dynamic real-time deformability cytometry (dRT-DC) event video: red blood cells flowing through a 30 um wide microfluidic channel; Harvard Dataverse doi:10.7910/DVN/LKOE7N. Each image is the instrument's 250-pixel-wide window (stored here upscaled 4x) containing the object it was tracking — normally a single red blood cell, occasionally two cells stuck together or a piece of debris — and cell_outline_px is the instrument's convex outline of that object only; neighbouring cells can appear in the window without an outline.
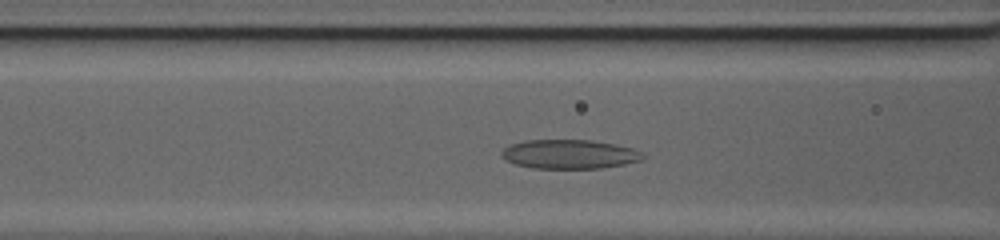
{"species": "common noctule bat (a hibernating species)", "species_latin": "Nyctalus noctula", "temperature_condition": "cold", "stored_images_in_passage": 37, "segment_of_instrument_passage": [1, 2], "camera_frame_rate_fps": 3000, "um_per_image_px": 0.085, "animal": {"sex": "female", "body_mass_g": 20.0, "forearm_length_mm": 54.0}, "frame": {"image": 1, "passage_image": 12, "time_ms": 3.667, "image_size_px": [1000, 240], "cell_outline_px": [[644, 156], [640, 160], [624, 164], [600, 168], [532, 168], [516, 164], [508, 160], [500, 152], [504, 148], [512, 144], [524, 140], [592, 140], [616, 144], [632, 148], [640, 152]], "centroid_in_image_um": [48.4, 13.1], "position_along_channel_um": 118.2, "area_um2": 23.7}}
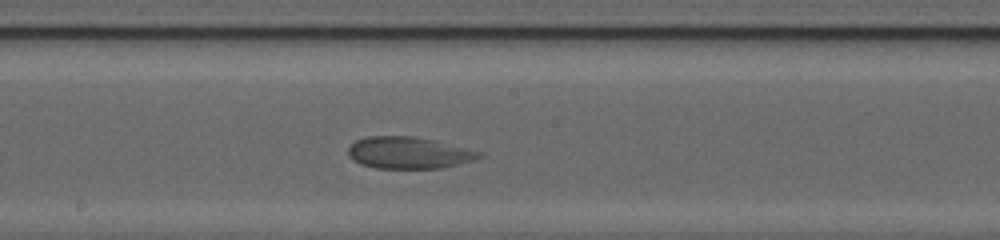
{"frame": {"image": 2, "passage_image": 19, "time_ms": 6.0, "image_size_px": [1000, 240], "cell_outline_px": [[484, 156], [472, 160], [440, 168], [376, 168], [360, 164], [348, 156], [348, 148], [356, 140], [364, 136], [416, 136], [484, 152]], "centroid_in_image_um": [34.72, 12.98], "position_along_channel_um": 213.5, "area_um2": 24.22}}
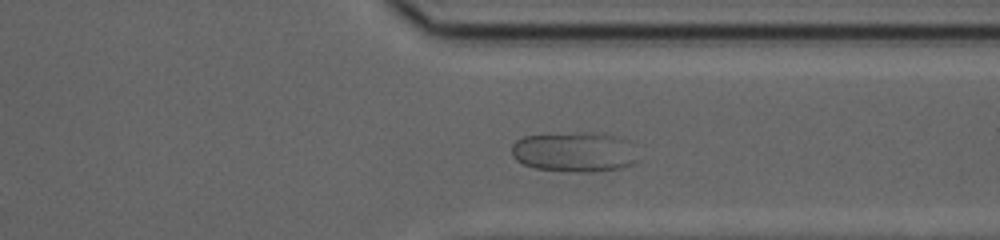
{"frame": {"image": 3, "passage_image": 30, "time_ms": 9.667, "image_size_px": [1000, 240], "cell_outline_px": [[632, 164], [620, 168], [588, 172], [572, 172], [536, 168], [524, 164], [516, 160], [512, 156], [512, 144], [516, 140], [524, 136], [576, 132], [604, 132], [616, 136], [620, 140]], "centroid_in_image_um": [48.59, 12.91], "position_along_channel_um": 362.8, "area_um2": 28.21}}